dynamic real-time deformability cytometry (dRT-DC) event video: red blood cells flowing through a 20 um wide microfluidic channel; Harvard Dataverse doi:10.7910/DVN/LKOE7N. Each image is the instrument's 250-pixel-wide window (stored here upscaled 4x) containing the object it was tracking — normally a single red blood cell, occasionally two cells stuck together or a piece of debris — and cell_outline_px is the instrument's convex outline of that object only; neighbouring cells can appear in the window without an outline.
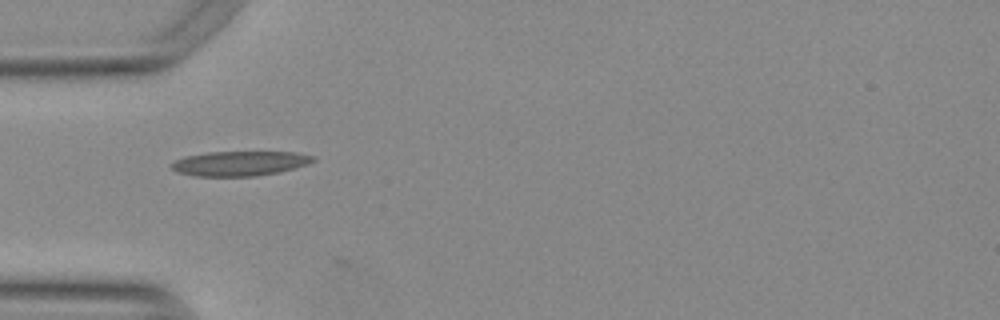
{"species": "Egyptian fruit bat (a non-hibernating species)", "species_latin": "Rousettus aegyptiacus", "temperature_condition": "warm", "stored_images_in_passage": 10, "camera_frame_rate_fps": 3000, "um_per_image_px": 0.085, "animal": {"sex": "female"}, "frame": {"image": 1, "passage_image": 1, "time_ms": 0.0, "image_size_px": [1000, 320], "cell_outline_px": [[316, 160], [308, 164], [280, 172], [256, 176], [196, 176], [176, 172], [168, 164], [172, 160], [184, 156], [208, 152], [296, 152], [316, 156]], "centroid_in_image_um": [20.35, 13.89], "position_along_channel_um": 64.6, "area_um2": 20.69}}
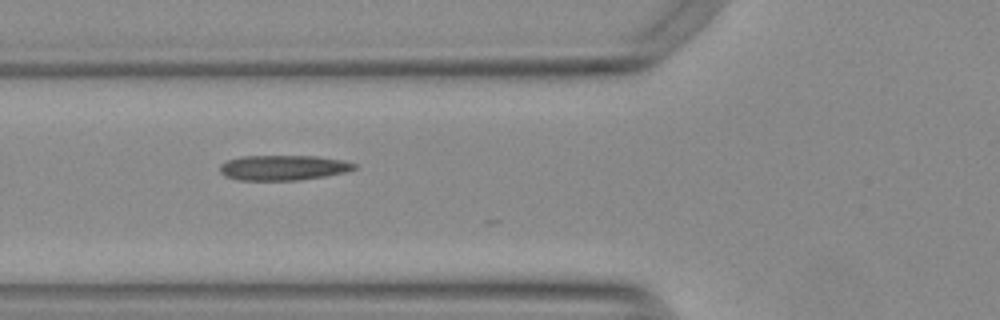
{"frame": {"image": 2, "passage_image": 4, "time_ms": 1.0, "image_size_px": [1000, 320], "cell_outline_px": [[356, 168], [348, 172], [300, 180], [240, 180], [224, 176], [220, 172], [220, 164], [228, 160], [240, 156], [316, 156], [344, 160], [356, 164]], "centroid_in_image_um": [24.08, 14.25], "position_along_channel_um": 101.7, "area_um2": 19.77}}
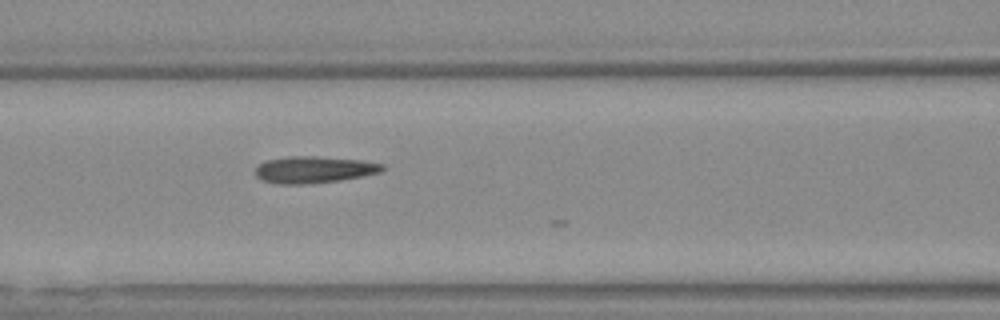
{"frame": {"image": 3, "passage_image": 7, "time_ms": 2.0, "image_size_px": [1000, 320], "cell_outline_px": [[384, 168], [380, 172], [340, 180], [308, 184], [276, 184], [260, 180], [256, 176], [256, 164], [264, 160], [288, 156], [316, 156], [364, 160], [384, 164]], "centroid_in_image_um": [26.62, 14.41], "position_along_channel_um": 140.0, "area_um2": 20.06}}